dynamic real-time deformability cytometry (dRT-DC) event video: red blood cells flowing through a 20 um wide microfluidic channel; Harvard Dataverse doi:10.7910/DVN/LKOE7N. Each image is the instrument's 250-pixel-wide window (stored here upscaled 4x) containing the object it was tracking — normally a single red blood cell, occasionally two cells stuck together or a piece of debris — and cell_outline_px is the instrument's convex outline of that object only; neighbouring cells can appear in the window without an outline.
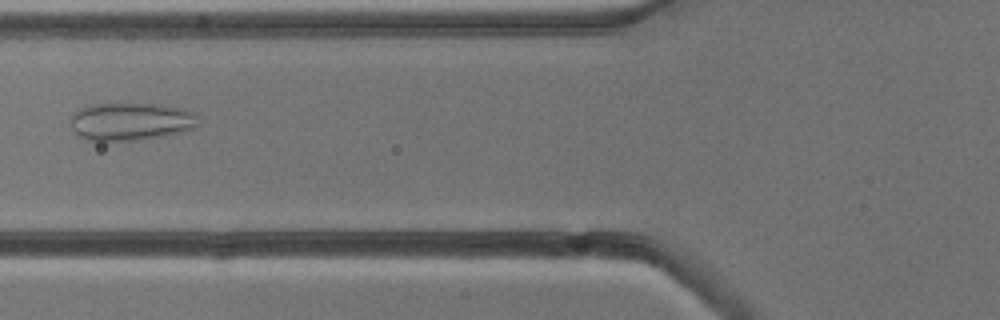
{"species": "common noctule bat (a hibernating species)", "species_latin": "Nyctalus noctula", "temperature_condition": "cold", "stored_images_in_passage": 7, "camera_frame_rate_fps": 3000, "um_per_image_px": 0.085, "animal": {"sex": "male", "body_mass_g": 13.3}, "frame": {"image": 1, "passage_image": 7, "time_ms": 6.667, "image_size_px": [1000, 320], "cell_outline_px": [[196, 124], [192, 128], [180, 132], [160, 136], [136, 140], [84, 140], [72, 128], [72, 112], [88, 104], [160, 104], [192, 112], [196, 116]], "centroid_in_image_um": [11.04, 10.32], "position_along_channel_um": 114.8, "area_um2": 27.57}}